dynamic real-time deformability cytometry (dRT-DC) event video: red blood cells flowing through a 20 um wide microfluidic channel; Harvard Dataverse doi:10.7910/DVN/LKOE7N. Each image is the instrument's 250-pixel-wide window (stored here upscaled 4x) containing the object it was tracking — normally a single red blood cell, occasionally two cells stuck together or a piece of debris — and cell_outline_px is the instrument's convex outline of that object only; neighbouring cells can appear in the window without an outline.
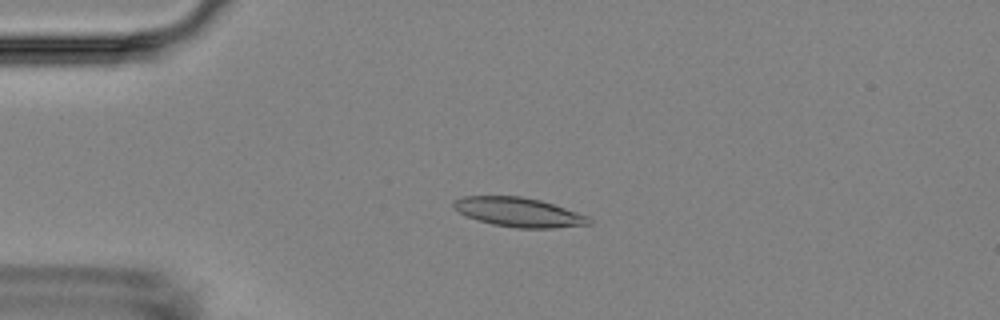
{"species": "Egyptian fruit bat (a non-hibernating species)", "species_latin": "Rousettus aegyptiacus", "temperature_condition": "room temperature", "stored_images_in_passage": 2, "camera_frame_rate_fps": 3000, "um_per_image_px": 0.085, "animal": {"sex": "female"}, "frame": {"image": 1, "passage_image": 1, "time_ms": 0.0, "image_size_px": [1000, 320], "cell_outline_px": [[592, 224], [552, 228], [516, 228], [492, 224], [476, 220], [452, 208], [452, 200], [464, 196], [520, 196], [540, 200], [588, 216], [592, 220]], "centroid_in_image_um": [44.06, 18.04], "position_along_channel_um": 40.9, "area_um2": 23.06}}